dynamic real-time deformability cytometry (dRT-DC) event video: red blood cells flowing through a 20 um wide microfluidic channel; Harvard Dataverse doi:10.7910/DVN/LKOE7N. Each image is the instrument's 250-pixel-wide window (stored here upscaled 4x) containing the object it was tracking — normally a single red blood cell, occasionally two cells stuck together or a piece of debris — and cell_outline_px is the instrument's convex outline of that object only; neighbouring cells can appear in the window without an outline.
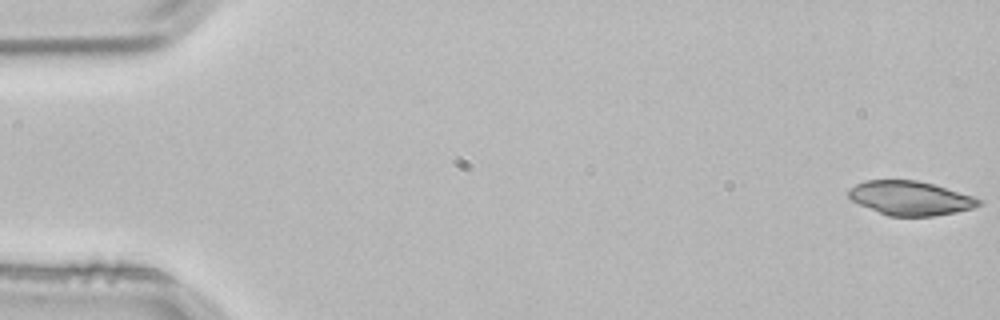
{"species": "common noctule bat (a hibernating species)", "species_latin": "Nyctalus noctula", "temperature_condition": "room temperature", "stored_images_in_passage": 4, "camera_frame_rate_fps": 3000, "um_per_image_px": 0.085, "animal": {"sex": "male", "body_mass_g": 21.5, "forearm_length_mm": 52.0}, "frame": {"image": 1, "passage_image": 1, "time_ms": 0.0, "image_size_px": [1000, 320], "cell_outline_px": [[984, 204], [972, 208], [956, 212], [932, 216], [888, 216], [860, 204], [852, 200], [848, 196], [848, 188], [864, 180], [916, 180], [932, 184], [972, 196], [984, 200]], "centroid_in_image_um": [77.38, 16.84], "position_along_channel_um": 7.6, "area_um2": 25.78}}